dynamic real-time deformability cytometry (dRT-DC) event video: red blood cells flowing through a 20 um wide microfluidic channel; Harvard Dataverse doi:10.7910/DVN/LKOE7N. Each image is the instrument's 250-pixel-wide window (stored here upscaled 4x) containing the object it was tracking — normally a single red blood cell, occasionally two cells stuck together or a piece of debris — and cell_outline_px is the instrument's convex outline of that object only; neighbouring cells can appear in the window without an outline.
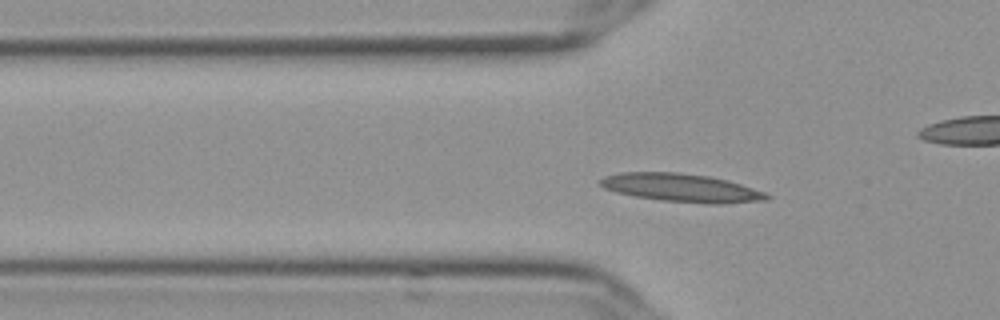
{"species": "Egyptian fruit bat (a non-hibernating species)", "species_latin": "Rousettus aegyptiacus", "temperature_condition": "cold", "stored_images_in_passage": 46, "camera_frame_rate_fps": 3000, "um_per_image_px": 0.085, "frame": {"image": 1, "passage_image": 8, "time_ms": 2.333, "image_size_px": [1000, 320], "cell_outline_px": [[772, 196], [768, 200], [724, 204], [704, 204], [660, 200], [636, 196], [616, 192], [604, 188], [596, 180], [604, 176], [620, 172], [676, 172], [708, 176], [728, 180], [764, 192]], "centroid_in_image_um": [57.91, 15.97], "position_along_channel_um": 67.9, "area_um2": 27.57}}
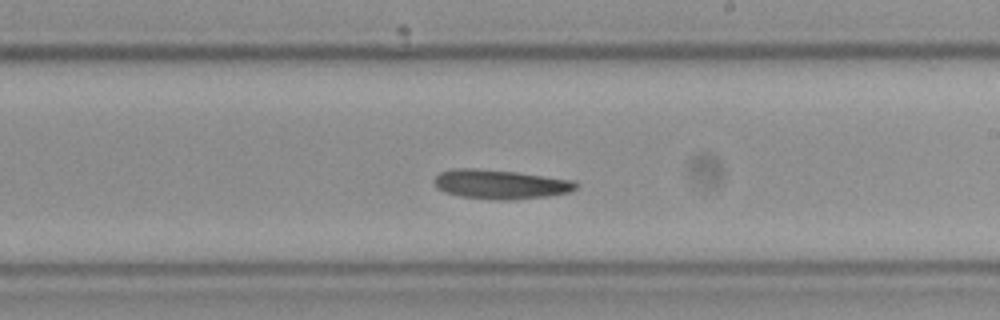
{"frame": {"image": 2, "passage_image": 23, "time_ms": 7.333, "image_size_px": [1000, 320], "cell_outline_px": [[580, 184], [576, 188], [568, 192], [548, 196], [508, 200], [496, 200], [460, 196], [444, 192], [436, 188], [432, 180], [440, 172], [452, 168], [476, 168], [516, 172], [576, 180]], "centroid_in_image_um": [42.51, 15.66], "position_along_channel_um": 246.5, "area_um2": 24.45}}
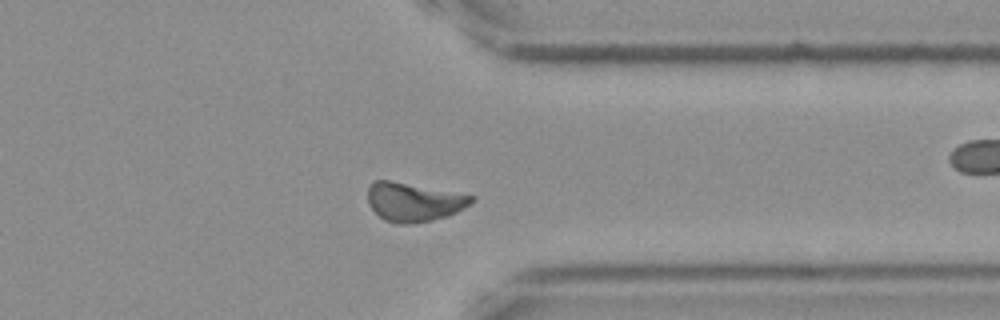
{"frame": {"image": 3, "passage_image": 34, "time_ms": 11.0, "image_size_px": [1000, 320], "cell_outline_px": [[476, 200], [464, 208], [448, 216], [432, 220], [404, 224], [396, 224], [384, 220], [368, 204], [368, 188], [376, 180], [388, 180], [476, 196]], "centroid_in_image_um": [35.19, 17.17], "position_along_channel_um": 376.2, "area_um2": 23.24}, "authors_computed_cell_mechanics": {"area_um2": 23.7847, "velocity_mm_per_s": 3.5904, "shape_relaxation_time_tau1_ms": 5.7184, "shape_relaxation_time_tau2_ms": null, "deformation_change_tau1": 0.1476, "deformation_change_tau2": null}}